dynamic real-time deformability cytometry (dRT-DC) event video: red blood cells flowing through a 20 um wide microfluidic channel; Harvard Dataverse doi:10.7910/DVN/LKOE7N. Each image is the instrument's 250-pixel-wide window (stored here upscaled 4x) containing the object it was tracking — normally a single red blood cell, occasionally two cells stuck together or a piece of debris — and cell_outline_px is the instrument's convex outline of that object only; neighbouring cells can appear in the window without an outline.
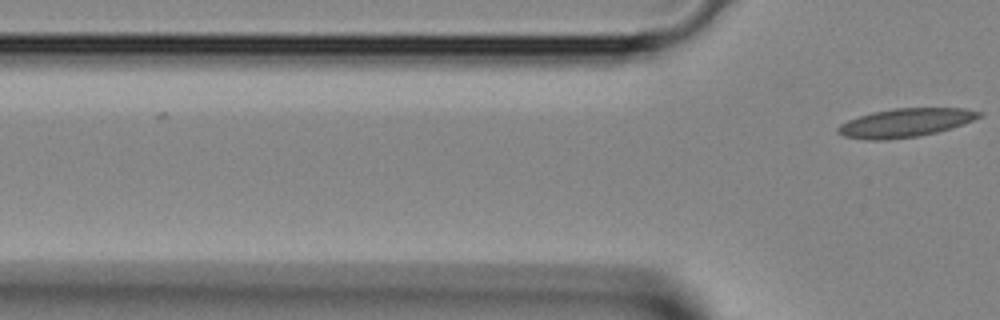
{"species": "Egyptian fruit bat (a non-hibernating species)", "species_latin": "Rousettus aegyptiacus", "temperature_condition": "room temperature", "stored_images_in_passage": 3, "camera_frame_rate_fps": 3000, "um_per_image_px": 0.085, "animal": {"sex": "female"}, "frame": {"image": 1, "passage_image": 3, "time_ms": 0.667, "image_size_px": [1000, 320], "cell_outline_px": [[984, 112], [980, 116], [964, 124], [952, 128], [936, 132], [916, 136], [888, 140], [868, 140], [844, 136], [836, 132], [836, 128], [840, 124], [848, 120], [872, 112], [896, 108], [964, 108]], "centroid_in_image_um": [76.94, 10.43], "position_along_channel_um": 48.9, "area_um2": 23.47}}